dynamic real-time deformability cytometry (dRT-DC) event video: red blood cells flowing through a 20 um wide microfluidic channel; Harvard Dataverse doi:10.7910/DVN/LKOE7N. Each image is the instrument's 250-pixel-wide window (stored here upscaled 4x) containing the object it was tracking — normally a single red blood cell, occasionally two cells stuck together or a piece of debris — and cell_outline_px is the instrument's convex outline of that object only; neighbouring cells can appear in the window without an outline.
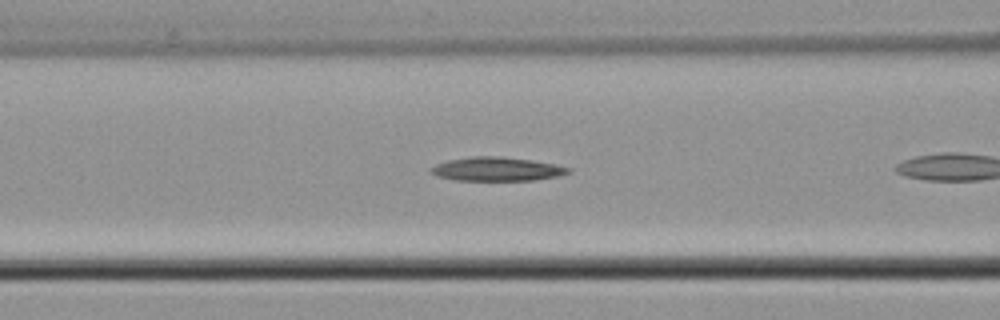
{"species": "common noctule bat (a hibernating species)", "species_latin": "Nyctalus noctula", "temperature_condition": "cold", "stored_images_in_passage": 8, "camera_frame_rate_fps": 3000, "um_per_image_px": 0.085, "animal": {"sex": "male", "body_mass_g": 21.5, "forearm_length_mm": 52.0}, "frame": {"image": 1, "passage_image": 7, "time_ms": 2.0, "image_size_px": [1000, 320], "cell_outline_px": [[568, 172], [560, 176], [532, 180], [452, 180], [436, 176], [428, 172], [428, 168], [436, 164], [448, 160], [472, 156], [496, 156], [532, 160], [556, 164], [568, 168]], "centroid_in_image_um": [42.14, 14.37], "position_along_channel_um": 124.5, "area_um2": 19.07}}